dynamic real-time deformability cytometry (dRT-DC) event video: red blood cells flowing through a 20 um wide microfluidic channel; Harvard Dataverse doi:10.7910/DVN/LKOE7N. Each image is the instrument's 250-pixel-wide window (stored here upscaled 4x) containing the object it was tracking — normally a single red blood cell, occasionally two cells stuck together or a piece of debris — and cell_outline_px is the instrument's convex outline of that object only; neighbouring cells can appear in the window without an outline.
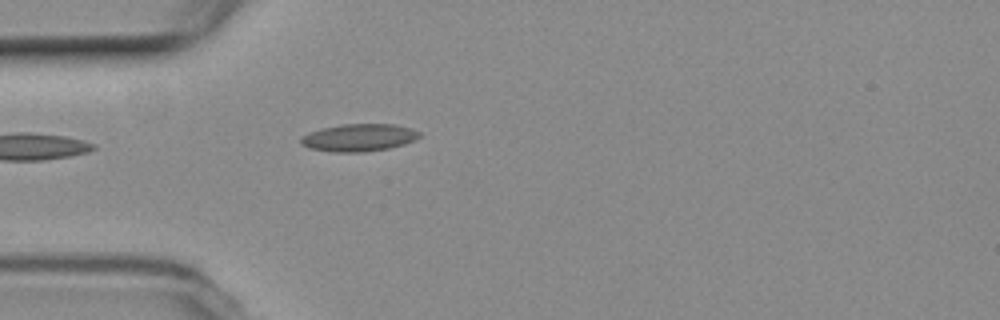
{"species": "common noctule bat (a hibernating species)", "species_latin": "Nyctalus noctula", "temperature_condition": "room temperature", "stored_images_in_passage": 1, "camera_frame_rate_fps": 3000, "um_per_image_px": 0.085, "animal": {"sex": "female", "body_mass_g": 19.3, "forearm_length_mm": 54.1}, "frame": {"image": 1, "passage_image": 1, "time_ms": 0.0, "image_size_px": [1000, 320], "cell_outline_px": [[420, 136], [404, 144], [388, 148], [364, 152], [332, 152], [308, 148], [300, 144], [300, 136], [320, 128], [340, 124], [396, 124], [412, 128], [420, 132]], "centroid_in_image_um": [30.46, 11.69], "position_along_channel_um": 54.5, "area_um2": 19.13}}